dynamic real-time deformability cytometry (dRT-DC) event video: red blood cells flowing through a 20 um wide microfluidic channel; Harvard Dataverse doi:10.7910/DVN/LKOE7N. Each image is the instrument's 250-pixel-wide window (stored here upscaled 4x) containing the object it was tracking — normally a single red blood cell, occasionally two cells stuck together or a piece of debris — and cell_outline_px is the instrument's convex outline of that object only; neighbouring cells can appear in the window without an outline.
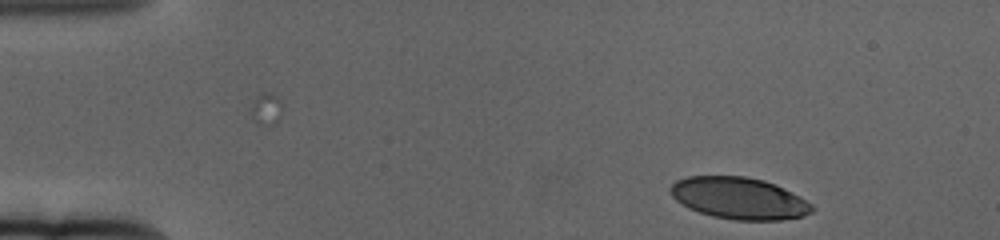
{"species": "human", "species_latin": "Homo sapiens", "temperature_condition": "cold", "stored_images_in_passage": 48, "camera_frame_rate_fps": 3000, "um_per_image_px": 0.085, "donor": {"sex": "female"}, "frame": {"image": 1, "passage_image": 1, "time_ms": 0.0, "image_size_px": [1000, 240], "cell_outline_px": [[816, 208], [812, 212], [804, 216], [780, 220], [732, 220], [712, 216], [688, 208], [676, 200], [668, 192], [668, 188], [676, 180], [688, 176], [744, 176], [764, 180], [776, 184], [800, 196], [812, 204]], "centroid_in_image_um": [62.82, 16.85], "position_along_channel_um": 22.2, "area_um2": 34.8}}
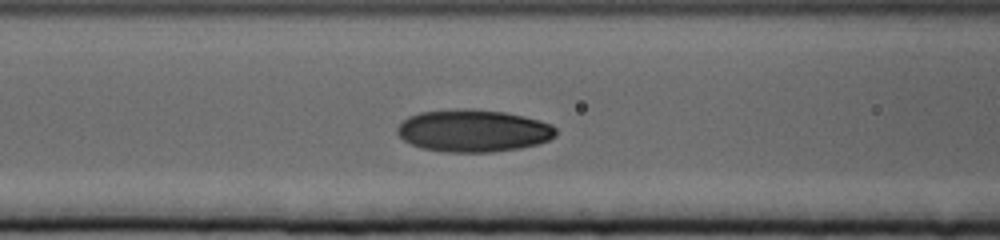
{"frame": {"image": 2, "passage_image": 19, "time_ms": 6.0, "image_size_px": [1000, 240], "cell_outline_px": [[556, 136], [548, 140], [536, 144], [520, 148], [488, 152], [444, 152], [420, 148], [404, 140], [396, 132], [396, 128], [408, 116], [420, 112], [456, 108], [504, 112], [524, 116], [552, 124], [556, 128]], "centroid_in_image_um": [40.21, 11.11], "position_along_channel_um": 126.4, "area_um2": 39.07}}
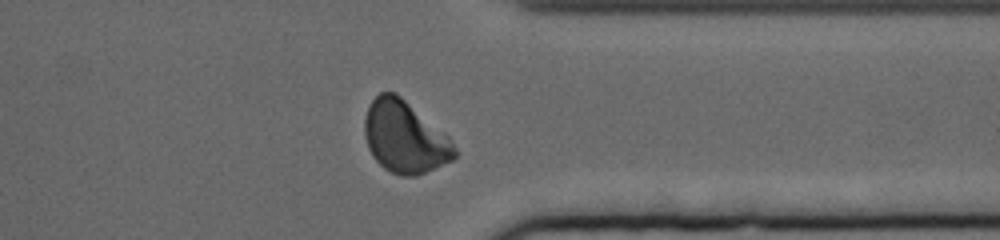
{"frame": {"image": 3, "passage_image": 42, "time_ms": 13.667, "image_size_px": [1000, 240], "cell_outline_px": [[456, 156], [452, 160], [416, 176], [400, 176], [384, 168], [372, 156], [368, 148], [364, 136], [364, 120], [368, 104], [380, 92], [396, 92], [444, 132], [448, 136], [456, 148]], "centroid_in_image_um": [34.38, 11.64], "position_along_channel_um": 377.0, "area_um2": 37.74}, "authors_computed_cell_mechanics": {"area_um2": 36.8475, "velocity_mm_per_s": 3.3088, "shape_relaxation_time_tau1_ms": 3.9396, "shape_relaxation_time_tau2_ms": 1.2571, "deformation_change_tau1": 0.1503, "deformation_change_tau2": 0.0503}}